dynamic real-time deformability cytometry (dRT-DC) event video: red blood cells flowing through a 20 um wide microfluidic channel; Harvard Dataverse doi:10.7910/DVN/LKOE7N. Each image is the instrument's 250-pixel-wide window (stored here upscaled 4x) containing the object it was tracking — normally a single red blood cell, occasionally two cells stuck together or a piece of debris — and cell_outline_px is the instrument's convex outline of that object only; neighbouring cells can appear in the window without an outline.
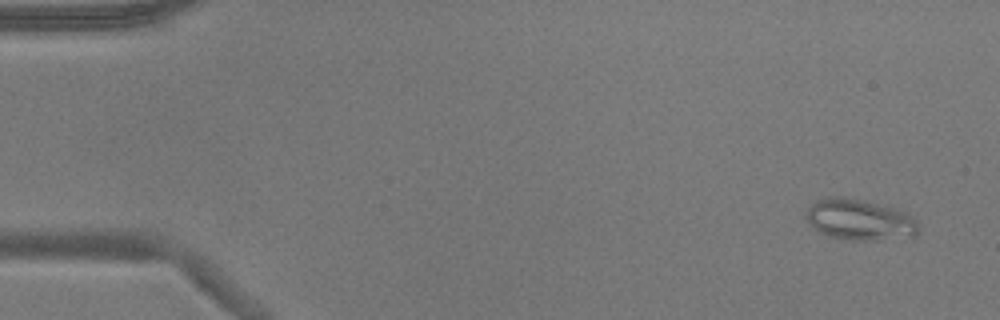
{"species": "common noctule bat (a hibernating species)", "species_latin": "Nyctalus noctula", "temperature_condition": "warm", "stored_images_in_passage": 53, "camera_frame_rate_fps": 3000, "um_per_image_px": 0.085, "animal": {"sex": "male", "body_mass_g": 17.9}, "frame": {"image": 1, "passage_image": 3, "time_ms": 0.667, "image_size_px": [1000, 320], "cell_outline_px": [[920, 232], [916, 236], [872, 240], [852, 240], [832, 236], [808, 224], [804, 216], [808, 208], [816, 200], [828, 196], [844, 196], [864, 200], [908, 212], [920, 224]], "centroid_in_image_um": [73.11, 18.65], "position_along_channel_um": 11.9, "area_um2": 26.99}}
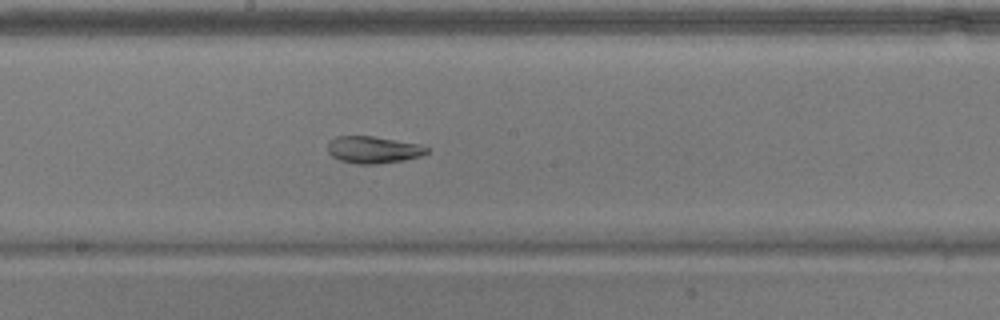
{"frame": {"image": 2, "passage_image": 29, "time_ms": 9.333, "image_size_px": [1000, 320], "cell_outline_px": [[428, 152], [420, 156], [404, 160], [376, 164], [356, 164], [340, 160], [332, 156], [328, 152], [328, 140], [336, 136], [372, 136], [420, 144], [428, 148]], "centroid_in_image_um": [31.7, 12.72], "position_along_channel_um": 216.5, "area_um2": 15.61}}
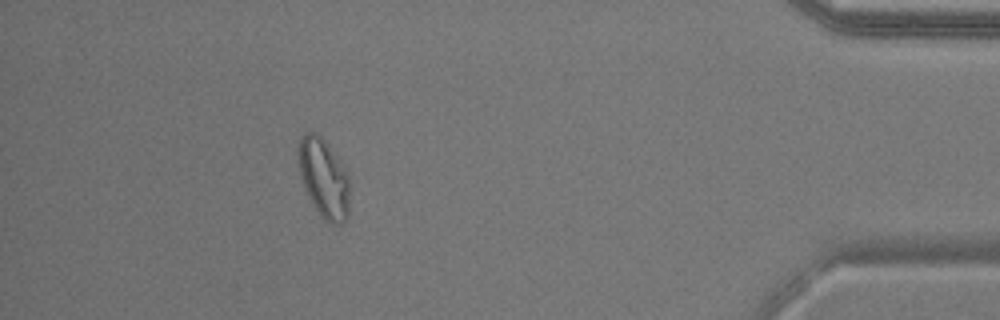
{"frame": {"image": 3, "passage_image": 48, "time_ms": 15.667, "image_size_px": [1000, 320], "cell_outline_px": [[348, 216], [340, 224], [328, 224], [320, 216], [312, 204], [308, 196], [300, 176], [300, 136], [304, 132], [316, 132], [324, 140], [344, 164], [348, 184]], "centroid_in_image_um": [27.53, 15.17], "position_along_channel_um": 407.7, "area_um2": 23.35}, "authors_computed_cell_mechanics": {"area_um2": 21.386, "velocity_mm_per_s": 3.8118, "shape_relaxation_time_tau1_ms": null, "shape_relaxation_time_tau2_ms": 5.6574, "deformation_change_tau1": null, "deformation_change_tau2": 0.0592}}